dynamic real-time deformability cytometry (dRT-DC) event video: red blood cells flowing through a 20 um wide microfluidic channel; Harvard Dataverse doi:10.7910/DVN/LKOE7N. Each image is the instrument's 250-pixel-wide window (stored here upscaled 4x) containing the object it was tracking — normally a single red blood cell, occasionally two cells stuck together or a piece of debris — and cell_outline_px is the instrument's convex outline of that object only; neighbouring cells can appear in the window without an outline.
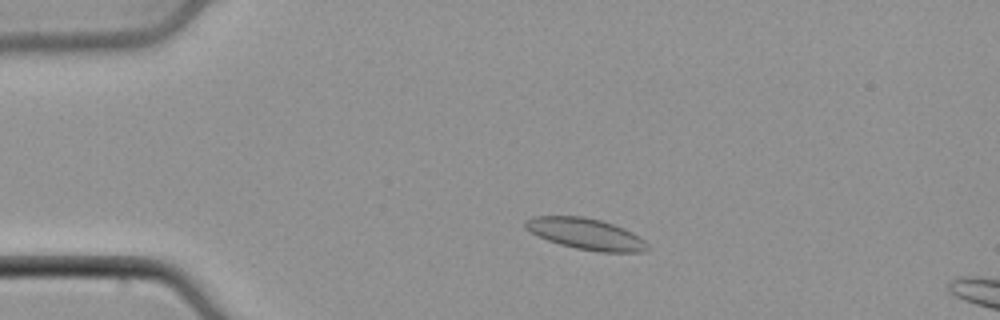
{"species": "common noctule bat (a hibernating species)", "species_latin": "Nyctalus noctula", "temperature_condition": "cold", "stored_images_in_passage": 12, "camera_frame_rate_fps": 3000, "um_per_image_px": 0.085, "animal": {"sex": "male", "body_mass_g": 21.5, "forearm_length_mm": 52.0}, "frame": {"image": 1, "passage_image": 7, "time_ms": 2.0, "image_size_px": [1000, 320], "cell_outline_px": [[648, 248], [644, 252], [600, 252], [576, 248], [560, 244], [548, 240], [524, 228], [524, 220], [536, 216], [580, 216], [600, 220], [624, 228], [640, 236], [648, 244]], "centroid_in_image_um": [49.81, 19.88], "position_along_channel_um": 35.2, "area_um2": 22.08}}